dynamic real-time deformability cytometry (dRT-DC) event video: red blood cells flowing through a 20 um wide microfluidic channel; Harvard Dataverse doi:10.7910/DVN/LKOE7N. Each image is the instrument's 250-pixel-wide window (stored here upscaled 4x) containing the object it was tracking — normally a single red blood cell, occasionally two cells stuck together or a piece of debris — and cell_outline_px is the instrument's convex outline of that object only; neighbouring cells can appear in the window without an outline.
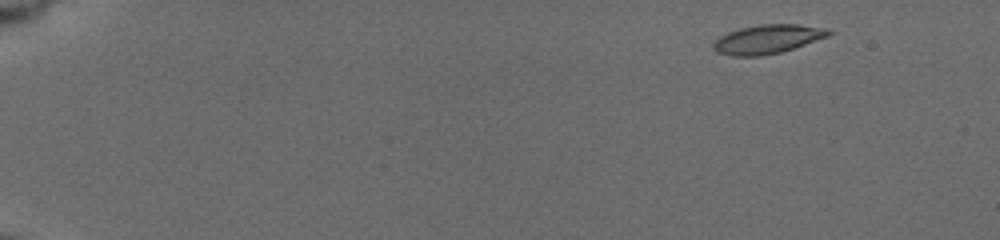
{"species": "common noctule bat (a hibernating species)", "species_latin": "Nyctalus noctula", "temperature_condition": "cold", "stored_images_in_passage": 14, "camera_frame_rate_fps": 3000, "um_per_image_px": 0.085, "animal": {"sex": "female", "body_mass_g": 19.5, "forearm_length_mm": 54.1}, "frame": {"image": 1, "passage_image": 2, "time_ms": 0.333, "image_size_px": [1000, 240], "cell_outline_px": [[832, 32], [828, 36], [780, 52], [760, 56], [732, 56], [716, 52], [712, 48], [712, 44], [720, 36], [728, 32], [740, 28], [760, 24], [796, 24], [828, 28]], "centroid_in_image_um": [65.2, 3.32], "position_along_channel_um": 19.8, "area_um2": 19.31}}
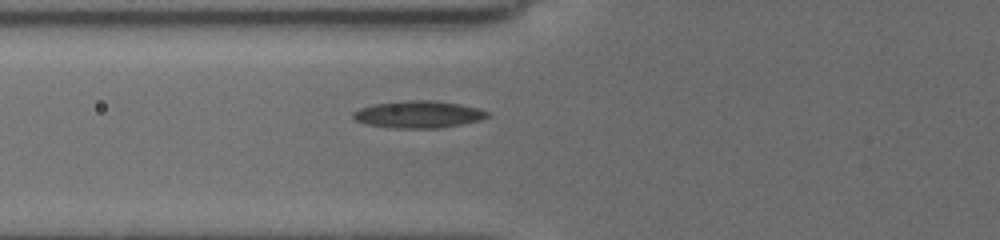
{"frame": {"image": 2, "passage_image": 12, "time_ms": 6.0, "image_size_px": [1000, 240], "cell_outline_px": [[492, 116], [480, 120], [440, 128], [388, 128], [364, 124], [356, 120], [352, 116], [352, 112], [360, 108], [372, 104], [408, 100], [432, 100], [460, 104], [492, 112]], "centroid_in_image_um": [35.56, 9.72], "position_along_channel_um": 90.2, "area_um2": 21.44}}
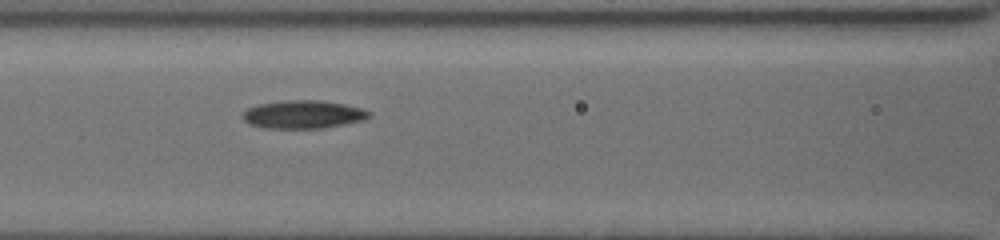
{"frame": {"image": 3, "passage_image": 14, "time_ms": 7.333, "image_size_px": [1000, 240], "cell_outline_px": [[372, 116], [364, 120], [324, 128], [264, 128], [248, 124], [240, 116], [248, 108], [256, 104], [284, 100], [320, 100], [344, 104], [360, 108], [372, 112]], "centroid_in_image_um": [25.75, 9.72], "position_along_channel_um": 140.8, "area_um2": 20.92}}